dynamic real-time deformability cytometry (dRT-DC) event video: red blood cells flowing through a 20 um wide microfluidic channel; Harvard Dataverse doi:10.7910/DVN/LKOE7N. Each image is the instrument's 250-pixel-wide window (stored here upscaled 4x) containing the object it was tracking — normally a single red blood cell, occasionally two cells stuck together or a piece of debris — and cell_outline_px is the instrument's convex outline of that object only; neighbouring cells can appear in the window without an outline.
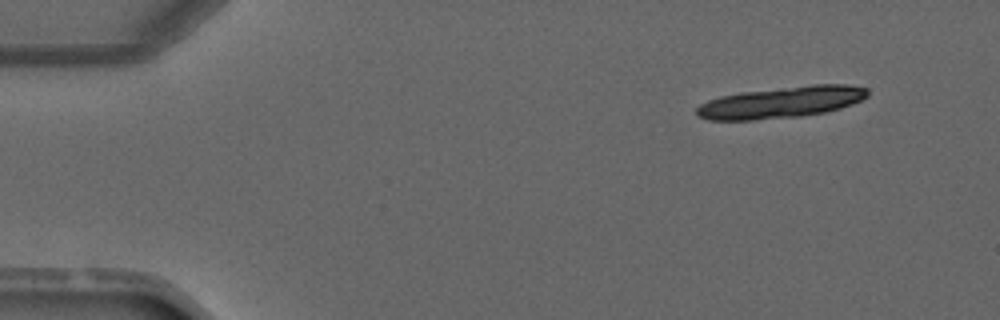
{"species": "common noctule bat (a hibernating species)", "species_latin": "Nyctalus noctula", "temperature_condition": "warm", "stored_images_in_passage": 4, "camera_frame_rate_fps": 3000, "um_per_image_px": 0.085, "animal": {"sex": "male", "forearm_length_mm": 52.5}, "frame": {"image": 1, "passage_image": 1, "time_ms": 0.0, "image_size_px": [1000, 320], "cell_outline_px": [[868, 96], [852, 104], [840, 108], [824, 112], [800, 116], [752, 120], [708, 120], [696, 116], [696, 108], [700, 104], [708, 100], [720, 96], [740, 92], [812, 84], [844, 84], [868, 88]], "centroid_in_image_um": [66.38, 8.69], "position_along_channel_um": 18.6, "area_um2": 31.39}}
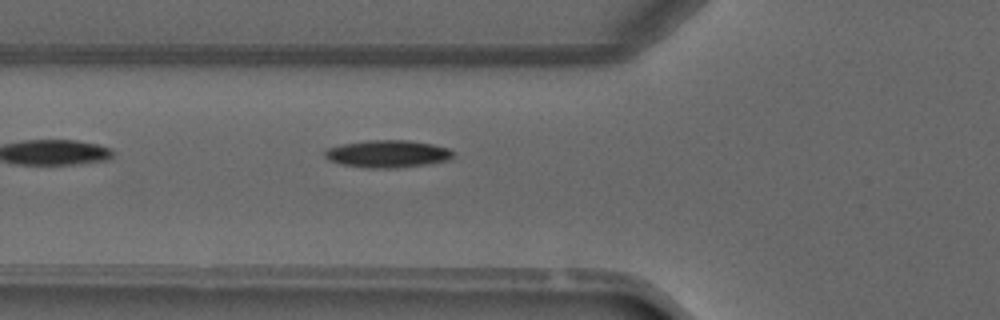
{"frame": {"image": 2, "passage_image": 4, "time_ms": 4.0, "image_size_px": [1000, 320], "cell_outline_px": [[452, 156], [448, 160], [428, 164], [396, 168], [364, 168], [340, 164], [328, 160], [324, 156], [324, 152], [328, 148], [340, 144], [368, 140], [408, 140], [432, 144], [448, 148], [452, 152]], "centroid_in_image_um": [32.89, 13.08], "position_along_channel_um": 92.9, "area_um2": 20.58}}